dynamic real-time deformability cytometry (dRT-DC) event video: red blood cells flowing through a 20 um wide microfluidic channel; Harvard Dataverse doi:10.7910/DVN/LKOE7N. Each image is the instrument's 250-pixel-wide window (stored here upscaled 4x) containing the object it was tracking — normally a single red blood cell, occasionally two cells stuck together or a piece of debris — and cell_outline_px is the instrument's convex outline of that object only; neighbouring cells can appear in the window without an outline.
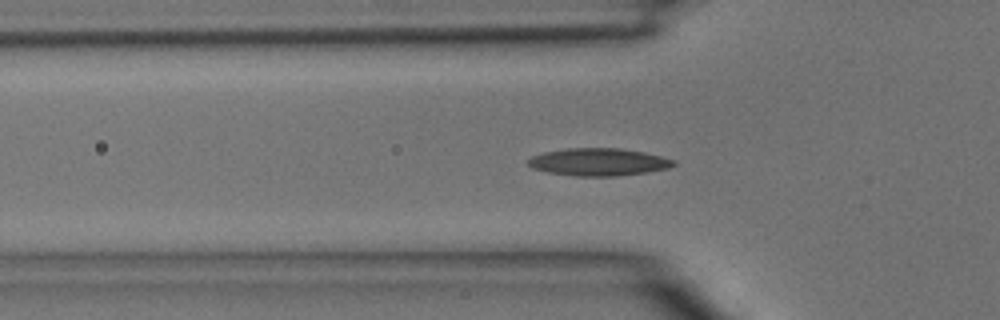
{"species": "common noctule bat (a hibernating species)", "species_latin": "Nyctalus noctula", "temperature_condition": "room temperature", "stored_images_in_passage": 41, "camera_frame_rate_fps": 3000, "um_per_image_px": 0.085, "animal": {"sex": "male", "body_mass_g": 15.6}, "frame": {"image": 1, "passage_image": 12, "time_ms": 3.667, "image_size_px": [1000, 320], "cell_outline_px": [[676, 164], [668, 168], [648, 172], [616, 176], [576, 176], [548, 172], [532, 168], [528, 164], [528, 160], [532, 156], [544, 152], [568, 148], [620, 148], [644, 152], [676, 160]], "centroid_in_image_um": [50.89, 13.77], "position_along_channel_um": 74.9, "area_um2": 23.29}}